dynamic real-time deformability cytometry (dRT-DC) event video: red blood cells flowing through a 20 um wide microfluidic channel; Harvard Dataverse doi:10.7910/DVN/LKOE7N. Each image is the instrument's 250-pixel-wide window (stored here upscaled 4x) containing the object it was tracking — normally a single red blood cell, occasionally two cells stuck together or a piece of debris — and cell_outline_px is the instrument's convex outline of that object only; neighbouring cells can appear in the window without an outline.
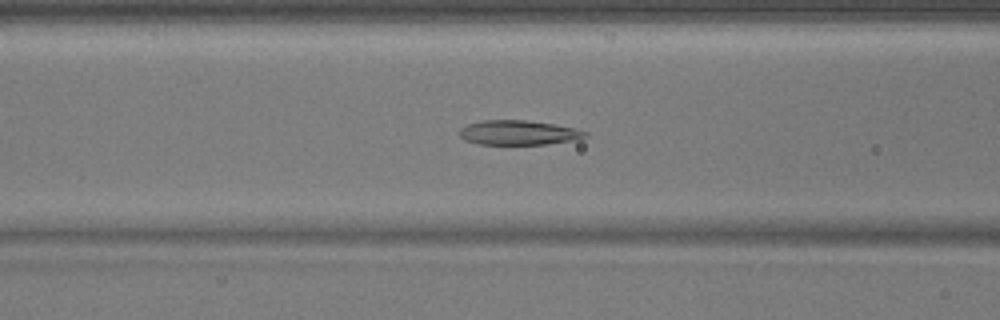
{"species": "common noctule bat (a hibernating species)", "species_latin": "Nyctalus noctula", "temperature_condition": "warm", "stored_images_in_passage": 52, "camera_frame_rate_fps": 3000, "um_per_image_px": 0.085, "animal": {"sex": "male", "body_mass_g": 17.9}, "frame": {"image": 1, "passage_image": 21, "time_ms": 6.667, "image_size_px": [1000, 320], "cell_outline_px": [[588, 136], [572, 140], [544, 144], [480, 144], [464, 140], [460, 136], [460, 128], [468, 124], [480, 120], [524, 120], [552, 124], [572, 128], [588, 132]], "centroid_in_image_um": [44.02, 11.27], "position_along_channel_um": 122.6, "area_um2": 17.74}}
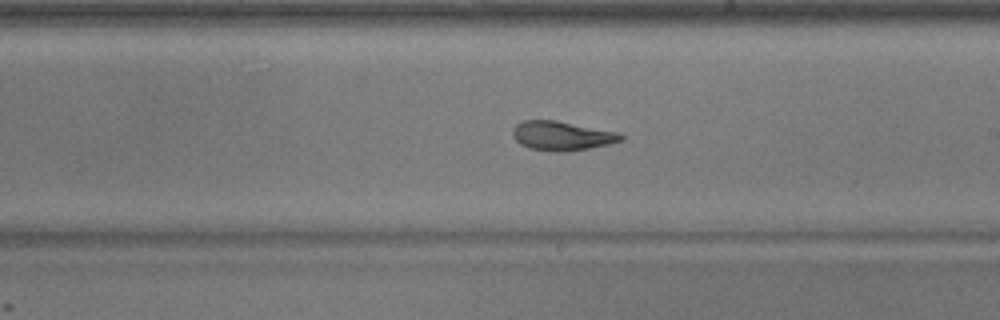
{"frame": {"image": 2, "passage_image": 30, "time_ms": 9.667, "image_size_px": [1000, 320], "cell_outline_px": [[624, 140], [608, 144], [588, 148], [564, 152], [560, 152], [528, 148], [520, 144], [512, 136], [512, 128], [516, 124], [524, 120], [556, 120], [616, 132], [624, 136]], "centroid_in_image_um": [47.71, 11.54], "position_along_channel_um": 241.3, "area_um2": 18.32}}
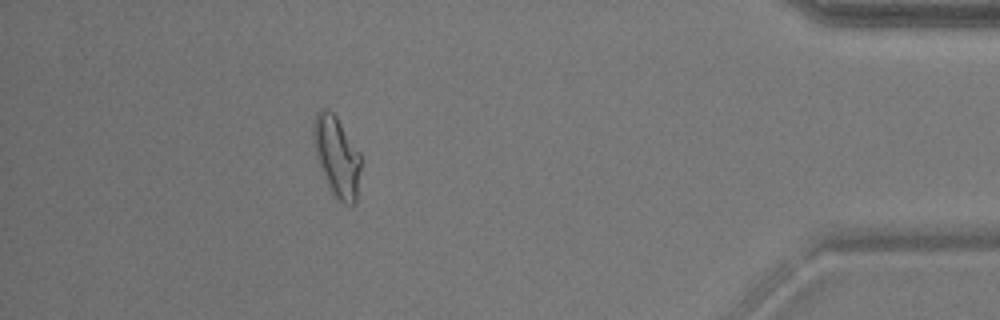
{"frame": {"image": 3, "passage_image": 46, "time_ms": 15.0, "image_size_px": [1000, 320], "cell_outline_px": [[360, 168], [356, 204], [344, 204], [336, 200], [328, 188], [316, 156], [312, 140], [312, 124], [316, 112], [320, 108], [328, 108], [336, 116], [360, 152]], "centroid_in_image_um": [28.6, 13.29], "position_along_channel_um": 406.6, "area_um2": 22.6}}